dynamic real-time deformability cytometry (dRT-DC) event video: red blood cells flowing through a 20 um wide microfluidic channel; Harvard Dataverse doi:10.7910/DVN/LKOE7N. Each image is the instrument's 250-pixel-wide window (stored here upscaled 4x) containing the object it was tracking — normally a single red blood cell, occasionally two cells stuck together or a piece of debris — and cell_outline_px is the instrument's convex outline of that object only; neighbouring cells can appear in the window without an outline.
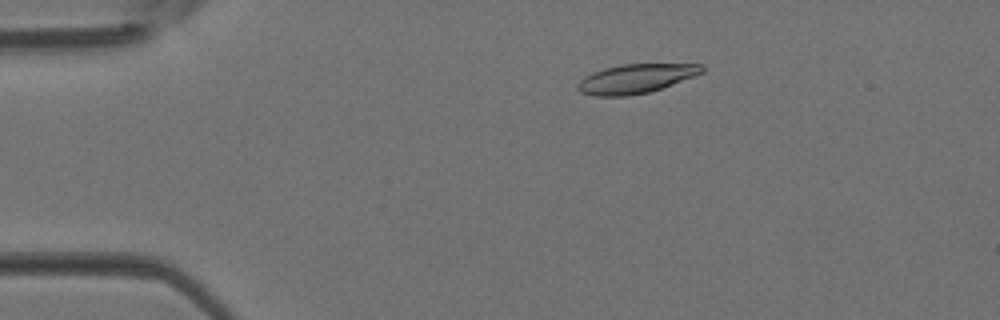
{"species": "Egyptian fruit bat (a non-hibernating species)", "species_latin": "Rousettus aegyptiacus", "temperature_condition": "room temperature", "stored_images_in_passage": 41, "camera_frame_rate_fps": 3000, "um_per_image_px": 0.085, "animal": {"sex": "female"}, "frame": {"image": 1, "passage_image": 7, "time_ms": 2.0, "image_size_px": [1000, 320], "cell_outline_px": [[704, 72], [660, 88], [648, 92], [628, 96], [596, 96], [580, 92], [576, 88], [576, 84], [584, 76], [592, 72], [604, 68], [624, 64], [704, 64]], "centroid_in_image_um": [53.99, 6.68], "position_along_channel_um": 31.0, "area_um2": 20.98}}
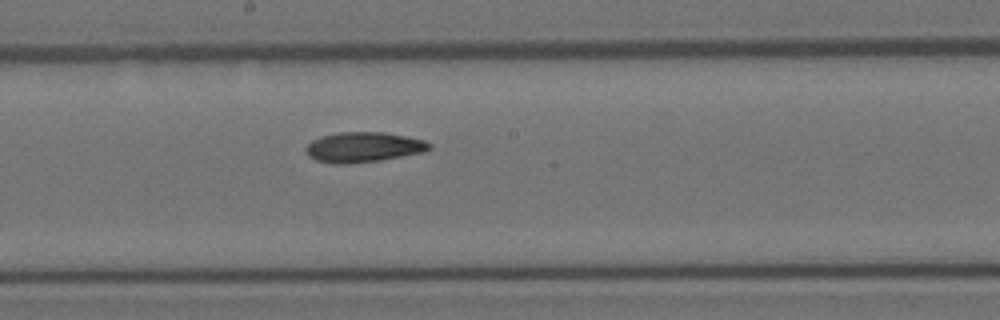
{"frame": {"image": 2, "passage_image": 22, "time_ms": 7.0, "image_size_px": [1000, 320], "cell_outline_px": [[432, 148], [424, 152], [380, 160], [344, 164], [332, 164], [316, 160], [308, 156], [304, 152], [304, 148], [312, 140], [320, 136], [340, 132], [384, 132], [424, 140], [432, 144]], "centroid_in_image_um": [30.86, 12.51], "position_along_channel_um": 217.3, "area_um2": 21.79}}
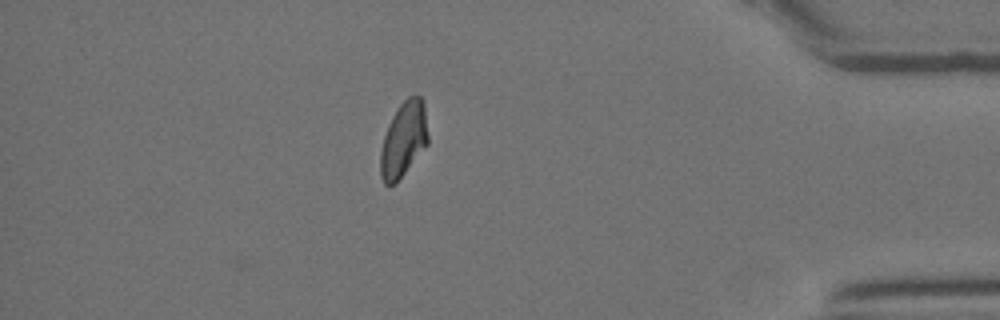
{"frame": {"image": 3, "passage_image": 36, "time_ms": 11.667, "image_size_px": [1000, 320], "cell_outline_px": [[428, 144], [404, 172], [392, 184], [384, 184], [380, 176], [380, 152], [384, 136], [388, 124], [392, 116], [400, 104], [408, 96], [420, 96], [424, 100], [428, 136]], "centroid_in_image_um": [34.3, 11.81], "position_along_channel_um": 400.9, "area_um2": 20.58}}